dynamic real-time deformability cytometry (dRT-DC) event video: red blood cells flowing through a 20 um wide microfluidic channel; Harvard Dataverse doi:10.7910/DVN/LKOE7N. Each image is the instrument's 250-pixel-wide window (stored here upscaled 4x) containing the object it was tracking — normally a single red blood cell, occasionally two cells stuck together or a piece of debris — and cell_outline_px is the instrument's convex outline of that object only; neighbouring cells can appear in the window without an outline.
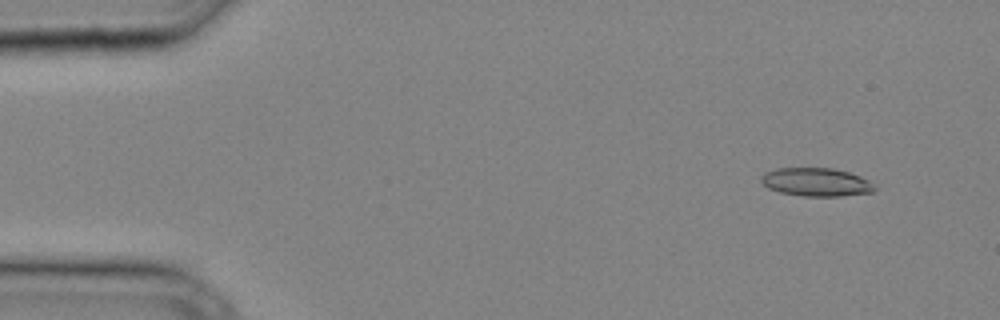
{"species": "common noctule bat (a hibernating species)", "species_latin": "Nyctalus noctula", "temperature_condition": "cold", "stored_images_in_passage": 35, "camera_frame_rate_fps": 3000, "um_per_image_px": 0.085, "animal": {"sex": "male", "body_mass_g": 20.4}, "frame": {"image": 1, "passage_image": 3, "time_ms": 0.667, "image_size_px": [1000, 320], "cell_outline_px": [[876, 188], [872, 192], [840, 196], [804, 196], [780, 192], [768, 188], [760, 180], [760, 176], [764, 172], [776, 168], [832, 168], [848, 172], [860, 176], [868, 180]], "centroid_in_image_um": [69.34, 15.47], "position_along_channel_um": 15.7, "area_um2": 18.67}}
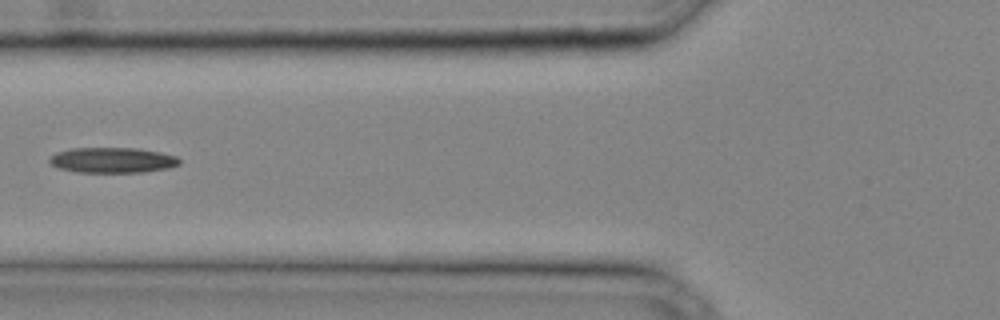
{"frame": {"image": 2, "passage_image": 14, "time_ms": 4.333, "image_size_px": [1000, 320], "cell_outline_px": [[180, 164], [168, 168], [144, 172], [76, 172], [60, 168], [52, 164], [48, 160], [48, 156], [56, 152], [72, 148], [136, 148], [160, 152], [176, 156], [180, 160]], "centroid_in_image_um": [9.54, 13.61], "position_along_channel_um": 116.3, "area_um2": 19.25}}
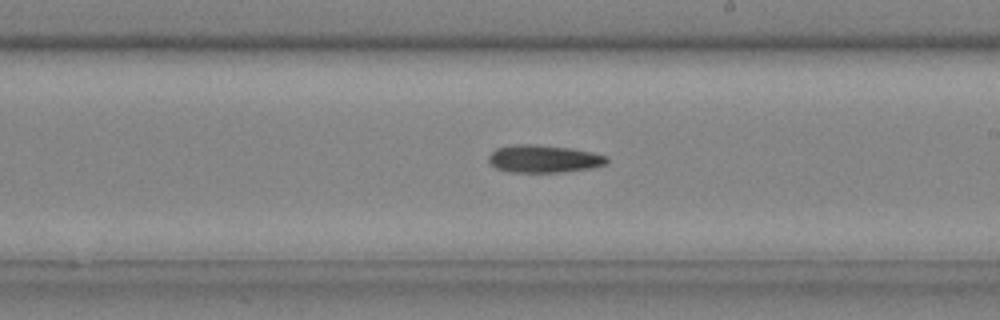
{"frame": {"image": 3, "passage_image": 21, "time_ms": 6.667, "image_size_px": [1000, 320], "cell_outline_px": [[608, 160], [604, 164], [588, 168], [560, 172], [508, 172], [496, 168], [488, 160], [488, 156], [496, 148], [516, 144], [532, 144], [572, 148], [592, 152], [608, 156]], "centroid_in_image_um": [46.19, 13.49], "position_along_channel_um": 242.8, "area_um2": 18.9}}